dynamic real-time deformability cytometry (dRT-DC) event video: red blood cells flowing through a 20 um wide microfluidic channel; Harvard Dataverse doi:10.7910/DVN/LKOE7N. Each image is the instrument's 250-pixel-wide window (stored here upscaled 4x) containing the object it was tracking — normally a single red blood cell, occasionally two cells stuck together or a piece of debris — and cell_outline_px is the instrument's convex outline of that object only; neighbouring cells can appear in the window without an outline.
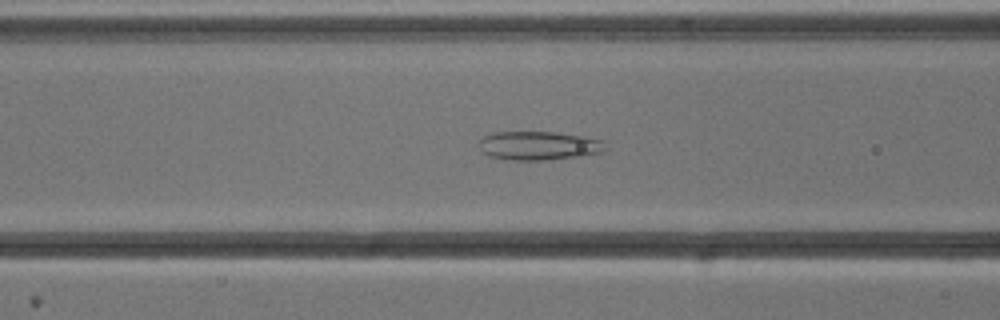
{"species": "common noctule bat (a hibernating species)", "species_latin": "Nyctalus noctula", "temperature_condition": "cold", "stored_images_in_passage": 48, "camera_frame_rate_fps": 3000, "um_per_image_px": 0.085, "animal": {"sex": "male", "body_mass_g": 13.3}, "frame": {"image": 1, "passage_image": 16, "time_ms": 5.0, "image_size_px": [1000, 320], "cell_outline_px": [[604, 152], [584, 156], [544, 160], [512, 160], [488, 156], [476, 144], [484, 136], [492, 132], [556, 132], [584, 136], [604, 140]], "centroid_in_image_um": [45.79, 12.38], "position_along_channel_um": 120.8, "area_um2": 21.39}}
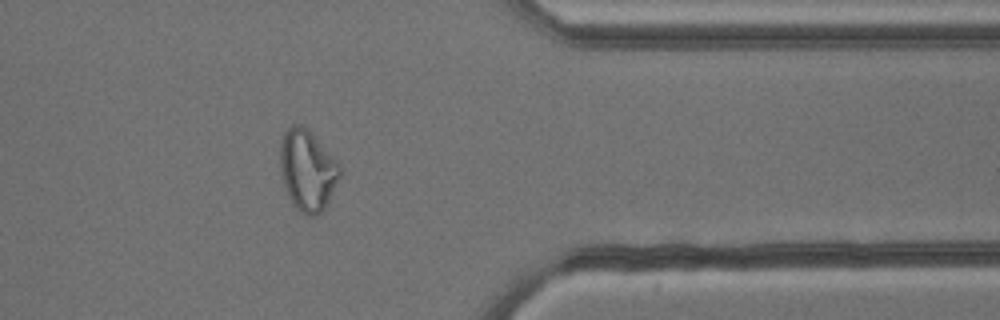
{"frame": {"image": 2, "passage_image": 38, "time_ms": 12.333, "image_size_px": [1000, 320], "cell_outline_px": [[344, 168], [324, 208], [316, 216], [308, 216], [300, 212], [292, 204], [288, 196], [284, 184], [280, 168], [280, 140], [284, 132], [292, 124], [300, 124]], "centroid_in_image_um": [26.12, 14.5], "position_along_channel_um": 385.3, "area_um2": 27.74}}
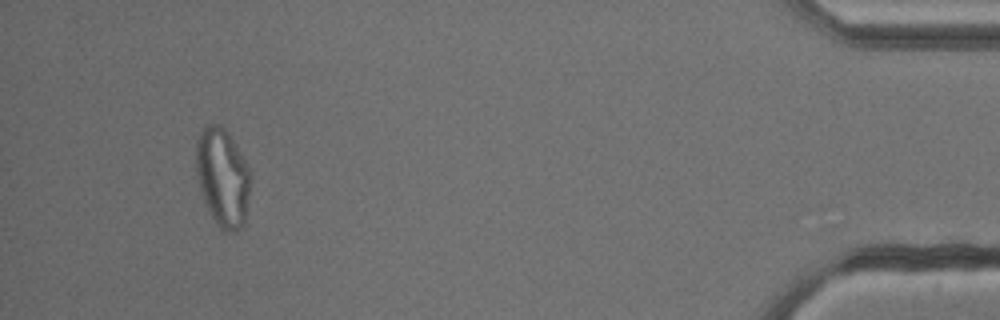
{"frame": {"image": 3, "passage_image": 45, "time_ms": 14.667, "image_size_px": [1000, 320], "cell_outline_px": [[252, 176], [244, 224], [236, 232], [224, 232], [216, 224], [204, 204], [196, 176], [196, 140], [204, 124], [220, 124], [228, 132], [244, 160]], "centroid_in_image_um": [18.9, 15.09], "position_along_channel_um": 416.3, "area_um2": 31.62}, "authors_computed_cell_mechanics": {"area_um2": 27.8885, "velocity_mm_per_s": 3.8094, "shape_relaxation_time_tau1_ms": null, "shape_relaxation_time_tau2_ms": 1.5151, "deformation_change_tau1": null, "deformation_change_tau2": 0.0973}}